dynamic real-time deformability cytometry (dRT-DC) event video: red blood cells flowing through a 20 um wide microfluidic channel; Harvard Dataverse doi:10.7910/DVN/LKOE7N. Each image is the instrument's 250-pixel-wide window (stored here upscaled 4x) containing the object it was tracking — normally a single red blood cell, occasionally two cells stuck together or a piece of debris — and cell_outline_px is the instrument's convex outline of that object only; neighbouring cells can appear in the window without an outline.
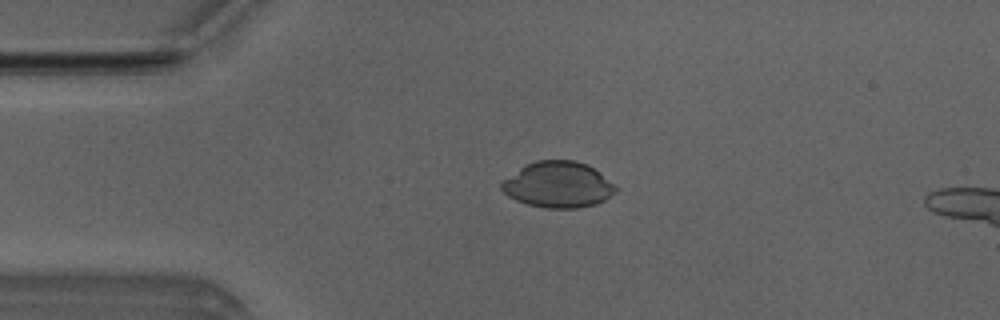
{"species": "Egyptian fruit bat (a non-hibernating species)", "species_latin": "Rousettus aegyptiacus", "temperature_condition": "room temperature", "stored_images_in_passage": 52, "camera_frame_rate_fps": 3000, "um_per_image_px": 0.085, "animal": {"sex": "male"}, "frame": {"image": 1, "passage_image": 11, "time_ms": 3.333, "image_size_px": [1000, 320], "cell_outline_px": [[620, 188], [616, 192], [604, 200], [596, 204], [576, 208], [544, 208], [528, 204], [516, 200], [508, 196], [500, 188], [500, 184], [504, 180], [524, 164], [536, 160], [576, 160], [588, 164], [616, 184]], "centroid_in_image_um": [47.46, 15.69], "position_along_channel_um": 37.5, "area_um2": 30.87}}
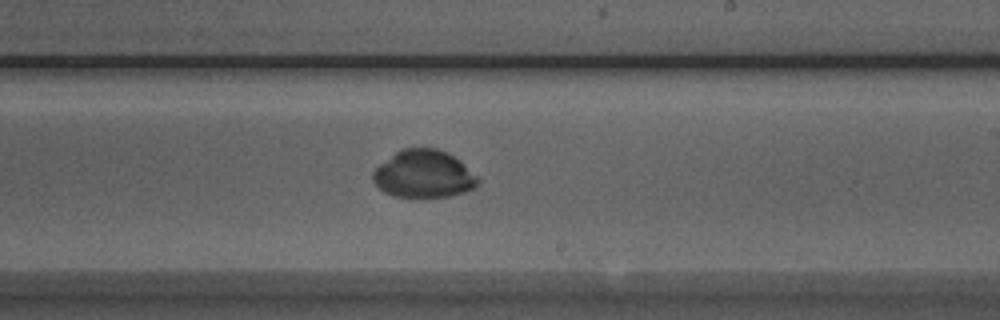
{"frame": {"image": 2, "passage_image": 30, "time_ms": 9.667, "image_size_px": [1000, 320], "cell_outline_px": [[480, 180], [476, 188], [464, 192], [448, 196], [392, 196], [384, 192], [372, 180], [372, 172], [380, 164], [400, 148], [436, 148], [448, 152], [460, 160]], "centroid_in_image_um": [36.02, 14.78], "position_along_channel_um": 253.0, "area_um2": 29.02}}
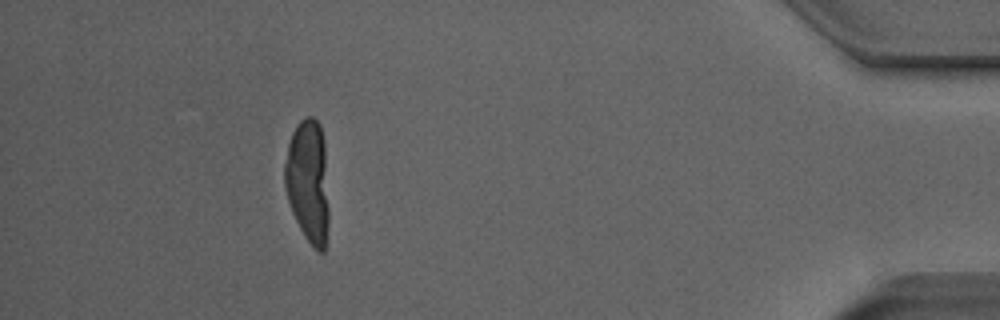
{"frame": {"image": 3, "passage_image": 47, "time_ms": 15.333, "image_size_px": [1000, 320], "cell_outline_px": [[328, 224], [324, 252], [320, 252], [304, 236], [292, 212], [288, 200], [284, 184], [284, 164], [288, 144], [292, 132], [296, 124], [304, 116], [312, 116], [320, 124], [324, 140], [328, 208]], "centroid_in_image_um": [26.17, 15.35], "position_along_channel_um": 409.0, "area_um2": 31.73}}